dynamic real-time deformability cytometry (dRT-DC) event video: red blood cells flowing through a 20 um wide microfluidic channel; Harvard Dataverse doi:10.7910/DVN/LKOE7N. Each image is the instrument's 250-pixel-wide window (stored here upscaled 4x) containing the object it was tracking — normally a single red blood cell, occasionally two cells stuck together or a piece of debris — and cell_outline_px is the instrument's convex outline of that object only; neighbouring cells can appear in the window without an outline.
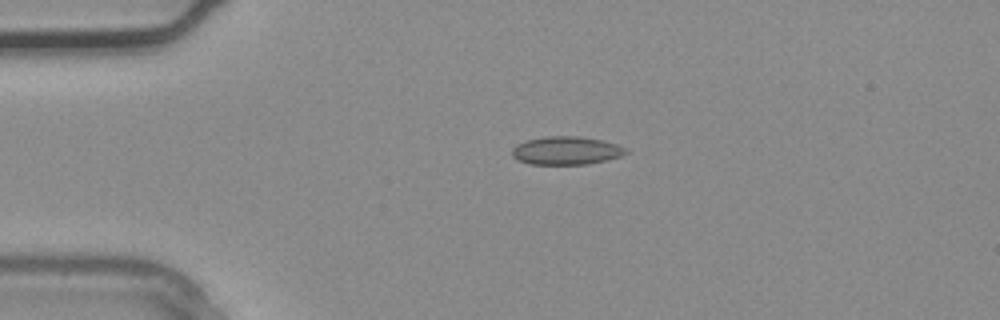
{"species": "common noctule bat (a hibernating species)", "species_latin": "Nyctalus noctula", "temperature_condition": "warm", "stored_images_in_passage": 3, "camera_frame_rate_fps": 3000, "um_per_image_px": 0.085, "animal": {"sex": "male", "body_mass_g": 20.4}, "frame": {"image": 1, "passage_image": 3, "time_ms": 0.667, "image_size_px": [1000, 320], "cell_outline_px": [[628, 152], [620, 156], [608, 160], [588, 164], [528, 164], [512, 156], [512, 148], [516, 144], [524, 140], [544, 136], [580, 136], [604, 140], [628, 148]], "centroid_in_image_um": [48.14, 12.79], "position_along_channel_um": 36.9, "area_um2": 18.96}}